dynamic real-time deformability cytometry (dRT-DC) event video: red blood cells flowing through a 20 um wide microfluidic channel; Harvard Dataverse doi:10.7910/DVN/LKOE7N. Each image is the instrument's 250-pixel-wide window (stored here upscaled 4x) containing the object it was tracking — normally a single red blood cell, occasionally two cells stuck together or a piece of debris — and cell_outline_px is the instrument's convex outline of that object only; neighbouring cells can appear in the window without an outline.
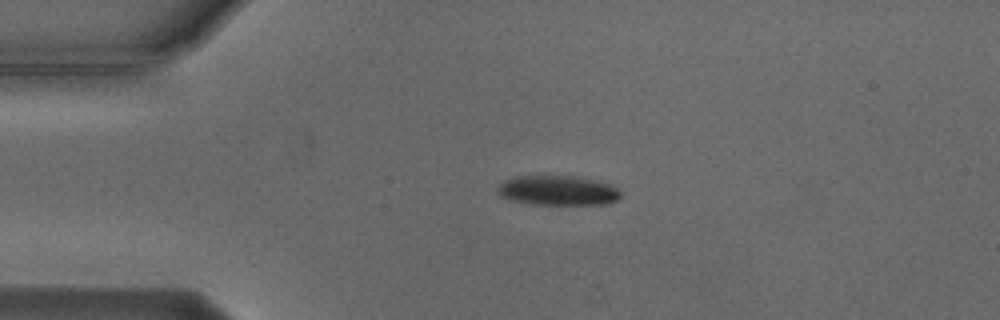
{"species": "Egyptian fruit bat (a non-hibernating species)", "species_latin": "Rousettus aegyptiacus", "temperature_condition": "cold", "stored_images_in_passage": 2, "camera_frame_rate_fps": 3000, "um_per_image_px": 0.085, "animal": {"sex": "male"}, "frame": {"image": 1, "passage_image": 1, "time_ms": 0.0, "image_size_px": [1000, 320], "cell_outline_px": [[620, 196], [616, 200], [604, 204], [532, 204], [512, 200], [500, 196], [496, 188], [504, 180], [516, 176], [572, 176], [596, 180], [612, 184], [620, 192]], "centroid_in_image_um": [47.4, 16.18], "position_along_channel_um": 37.6, "area_um2": 21.21}}